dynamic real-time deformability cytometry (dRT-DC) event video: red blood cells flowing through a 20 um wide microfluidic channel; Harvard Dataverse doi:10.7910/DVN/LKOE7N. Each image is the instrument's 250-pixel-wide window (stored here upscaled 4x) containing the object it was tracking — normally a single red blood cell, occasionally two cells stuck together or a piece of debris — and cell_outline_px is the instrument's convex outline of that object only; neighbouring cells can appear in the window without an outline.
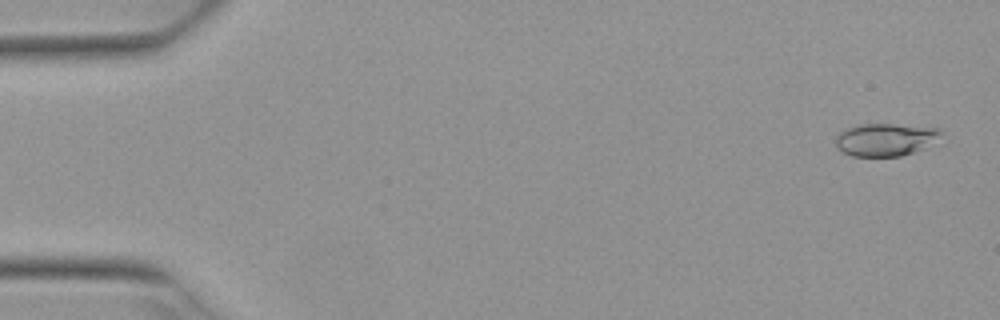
{"species": "Egyptian fruit bat (a non-hibernating species)", "species_latin": "Rousettus aegyptiacus", "temperature_condition": "warm", "stored_images_in_passage": 4, "camera_frame_rate_fps": 3000, "um_per_image_px": 0.085, "animal": {"sex": "female"}, "frame": {"image": 1, "passage_image": 1, "time_ms": 0.0, "image_size_px": [1000, 320], "cell_outline_px": [[944, 132], [924, 148], [900, 156], [852, 156], [836, 148], [836, 136], [840, 132], [848, 128], [860, 124], [892, 124], [940, 128]], "centroid_in_image_um": [75.24, 11.86], "position_along_channel_um": 9.8, "area_um2": 19.83}}
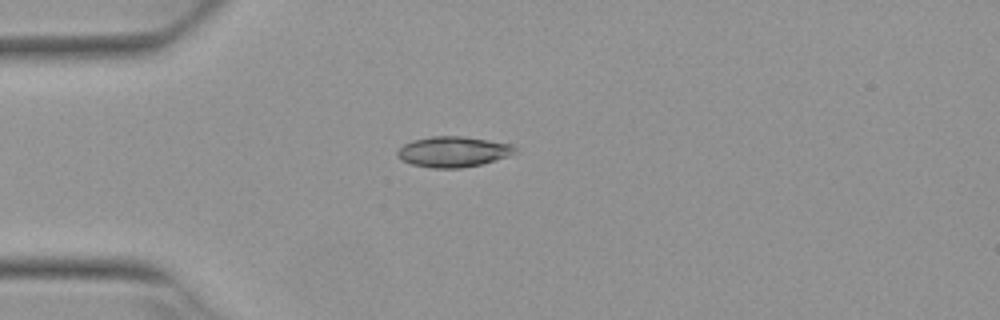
{"frame": {"image": 2, "passage_image": 4, "time_ms": 1.0, "image_size_px": [1000, 320], "cell_outline_px": [[516, 152], [508, 156], [480, 164], [460, 168], [432, 168], [412, 164], [400, 160], [396, 156], [396, 152], [404, 144], [412, 140], [432, 136], [460, 136], [512, 144], [516, 148]], "centroid_in_image_um": [38.47, 12.9], "position_along_channel_um": 46.5, "area_um2": 20.81}}